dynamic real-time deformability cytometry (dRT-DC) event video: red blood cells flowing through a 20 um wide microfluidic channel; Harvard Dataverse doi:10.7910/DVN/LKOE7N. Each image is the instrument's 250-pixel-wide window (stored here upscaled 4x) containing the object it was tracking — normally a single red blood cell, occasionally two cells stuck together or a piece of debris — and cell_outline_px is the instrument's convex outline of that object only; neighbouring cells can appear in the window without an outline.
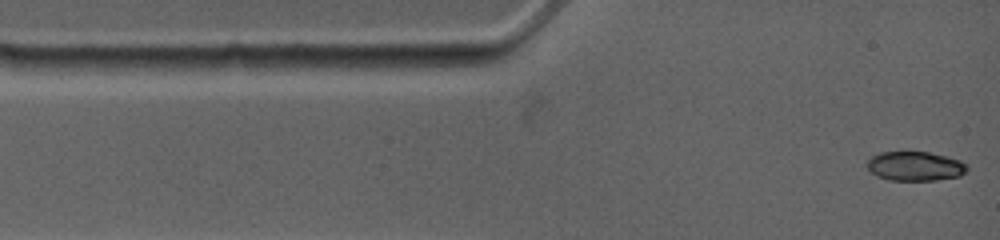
{"species": "common noctule bat (a hibernating species)", "species_latin": "Nyctalus noctula", "temperature_condition": "warm", "stored_images_in_passage": 47, "camera_frame_rate_fps": 4500, "um_per_image_px": 0.085, "animal": {"sex": "female", "body_mass_g": 19.0, "forearm_length_mm": 53.3}, "frame": {"image": 1, "passage_image": 1, "time_ms": 0.0, "image_size_px": [1000, 240], "cell_outline_px": [[968, 168], [960, 176], [936, 180], [888, 180], [876, 176], [864, 164], [872, 156], [880, 152], [928, 152], [948, 156], [960, 160], [968, 164]], "centroid_in_image_um": [77.78, 14.12], "position_along_channel_um": 7.2, "area_um2": 17.22}}
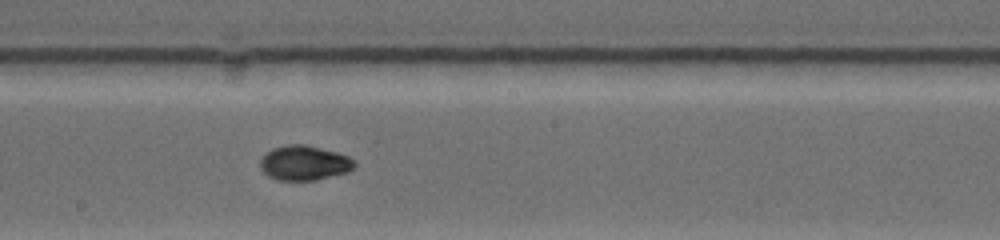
{"frame": {"image": 2, "passage_image": 19, "time_ms": 6.667, "image_size_px": [1000, 240], "cell_outline_px": [[356, 168], [348, 172], [316, 180], [276, 180], [268, 176], [260, 168], [260, 156], [272, 148], [288, 144], [304, 144], [336, 152], [348, 156], [356, 164]], "centroid_in_image_um": [25.84, 13.85], "position_along_channel_um": 222.4, "area_um2": 19.25}}
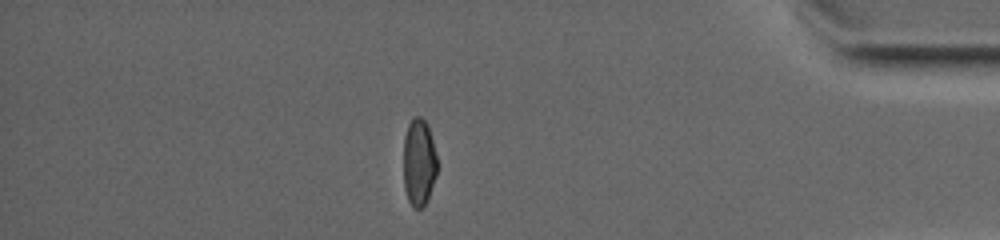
{"frame": {"image": 3, "passage_image": 38, "time_ms": 12.444, "image_size_px": [1000, 240], "cell_outline_px": [[436, 176], [428, 196], [424, 204], [420, 208], [412, 208], [408, 200], [404, 188], [404, 136], [408, 124], [412, 116], [420, 116], [428, 124], [436, 156]], "centroid_in_image_um": [35.59, 13.76], "position_along_channel_um": 399.6, "area_um2": 17.05}}